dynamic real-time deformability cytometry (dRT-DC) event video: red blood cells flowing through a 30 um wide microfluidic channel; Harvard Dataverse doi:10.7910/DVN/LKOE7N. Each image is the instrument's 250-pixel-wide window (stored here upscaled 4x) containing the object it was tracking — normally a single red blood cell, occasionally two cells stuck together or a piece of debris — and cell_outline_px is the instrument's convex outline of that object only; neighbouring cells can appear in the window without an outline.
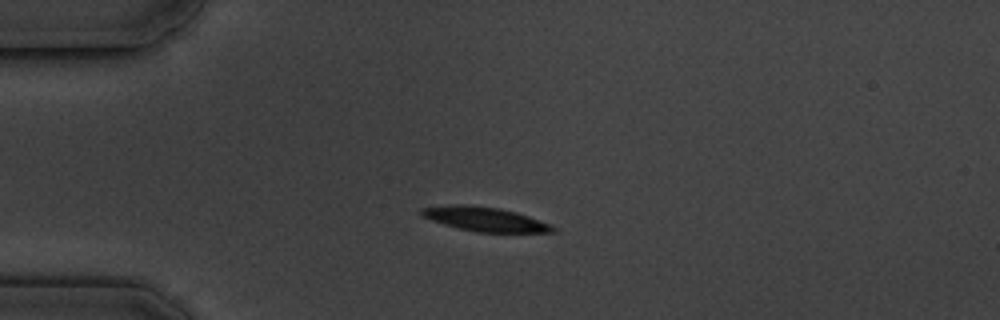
{"species": "common noctule bat (a hibernating species)", "species_latin": "Nyctalus noctula", "temperature_condition": "cold", "stored_images_in_passage": 7, "camera_frame_rate_fps": 3000, "um_per_image_px": 0.085, "animal": {"sex": "male", "body_mass_g": 19.5, "forearm_length_mm": 54.6}, "frame": {"image": 1, "passage_image": 4, "time_ms": 3.333, "image_size_px": [1000, 320], "cell_outline_px": [[556, 232], [476, 232], [444, 224], [432, 220], [424, 216], [420, 212], [420, 208], [456, 204], [464, 204], [500, 208], [516, 212], [552, 224], [556, 228]], "centroid_in_image_um": [41.26, 18.62], "position_along_channel_um": 43.7, "area_um2": 18.38}}